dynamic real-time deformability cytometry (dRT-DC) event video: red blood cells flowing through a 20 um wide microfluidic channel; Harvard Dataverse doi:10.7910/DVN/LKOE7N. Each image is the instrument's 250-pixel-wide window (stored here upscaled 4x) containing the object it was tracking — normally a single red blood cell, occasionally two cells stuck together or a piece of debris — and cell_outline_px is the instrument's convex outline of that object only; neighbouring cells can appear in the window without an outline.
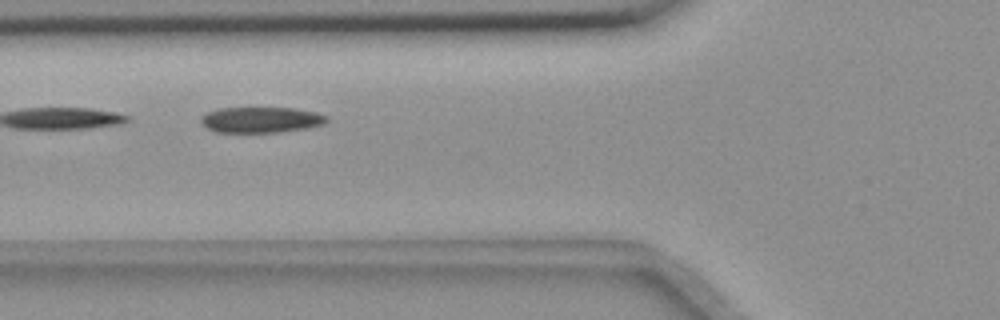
{"species": "common noctule bat (a hibernating species)", "species_latin": "Nyctalus noctula", "temperature_condition": "room temperature", "stored_images_in_passage": 4, "camera_frame_rate_fps": 3000, "um_per_image_px": 0.085, "animal": {"sex": "female", "body_mass_g": 18.4}, "frame": {"image": 1, "passage_image": 4, "time_ms": 3.667, "image_size_px": [1000, 320], "cell_outline_px": [[328, 120], [324, 124], [304, 128], [280, 132], [216, 132], [200, 124], [200, 116], [208, 112], [220, 108], [296, 108], [316, 112], [328, 116]], "centroid_in_image_um": [22.17, 10.18], "position_along_channel_um": 103.6, "area_um2": 18.9}}